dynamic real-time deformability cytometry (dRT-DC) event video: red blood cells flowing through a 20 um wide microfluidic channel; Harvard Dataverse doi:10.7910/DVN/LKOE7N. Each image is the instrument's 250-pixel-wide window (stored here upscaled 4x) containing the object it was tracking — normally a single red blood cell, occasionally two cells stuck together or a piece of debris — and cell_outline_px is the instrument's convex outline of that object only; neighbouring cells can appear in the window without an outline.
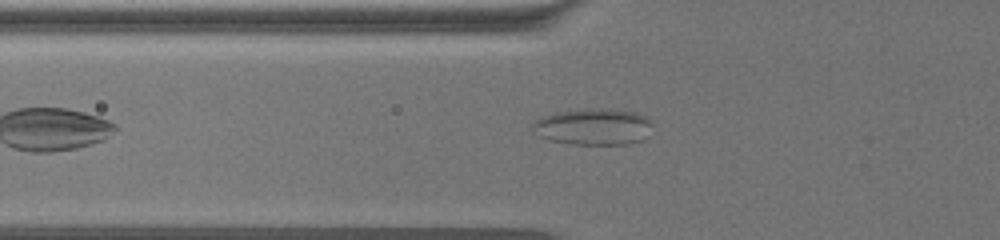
{"species": "common noctule bat (a hibernating species)", "species_latin": "Nyctalus noctula", "temperature_condition": "warm", "stored_images_in_passage": 48, "camera_frame_rate_fps": 3000, "um_per_image_px": 0.085, "animal": {"sex": "female", "body_mass_g": 19.5, "forearm_length_mm": 54.1}, "frame": {"image": 1, "passage_image": 9, "time_ms": 2.667, "image_size_px": [1000, 240], "cell_outline_px": [[652, 124], [648, 136], [644, 140], [628, 144], [572, 144], [548, 140], [532, 132], [532, 120], [540, 116], [556, 112], [592, 108], [600, 108], [632, 112], [644, 116], [652, 120]], "centroid_in_image_um": [50.4, 10.78], "position_along_channel_um": 75.4, "area_um2": 25.78}}
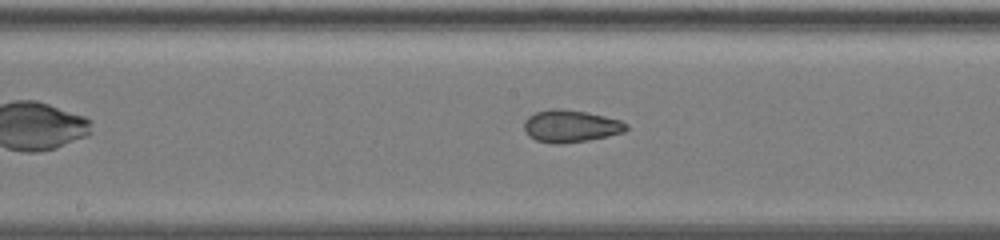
{"frame": {"image": 2, "passage_image": 21, "time_ms": 6.667, "image_size_px": [1000, 240], "cell_outline_px": [[628, 128], [624, 132], [608, 136], [588, 140], [560, 144], [552, 144], [536, 140], [528, 136], [524, 128], [524, 120], [528, 116], [536, 112], [552, 108], [560, 108], [584, 112], [604, 116], [620, 120], [628, 124]], "centroid_in_image_um": [48.49, 10.72], "position_along_channel_um": 199.7, "area_um2": 19.25}}
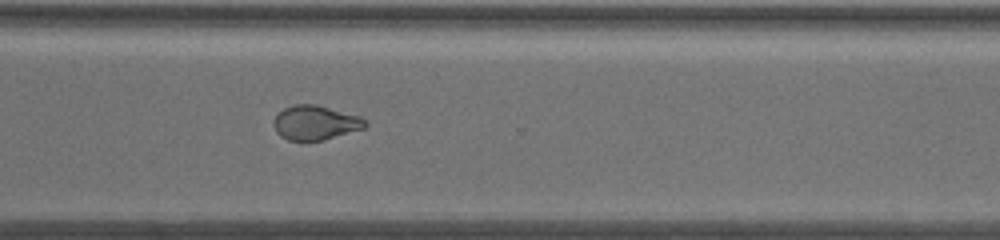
{"frame": {"image": 3, "passage_image": 35, "time_ms": 11.333, "image_size_px": [1000, 240], "cell_outline_px": [[368, 124], [364, 128], [324, 140], [288, 140], [280, 136], [276, 132], [272, 124], [272, 120], [284, 108], [296, 104], [316, 104], [360, 116]], "centroid_in_image_um": [26.78, 10.43], "position_along_channel_um": 343.8, "area_um2": 18.32}}